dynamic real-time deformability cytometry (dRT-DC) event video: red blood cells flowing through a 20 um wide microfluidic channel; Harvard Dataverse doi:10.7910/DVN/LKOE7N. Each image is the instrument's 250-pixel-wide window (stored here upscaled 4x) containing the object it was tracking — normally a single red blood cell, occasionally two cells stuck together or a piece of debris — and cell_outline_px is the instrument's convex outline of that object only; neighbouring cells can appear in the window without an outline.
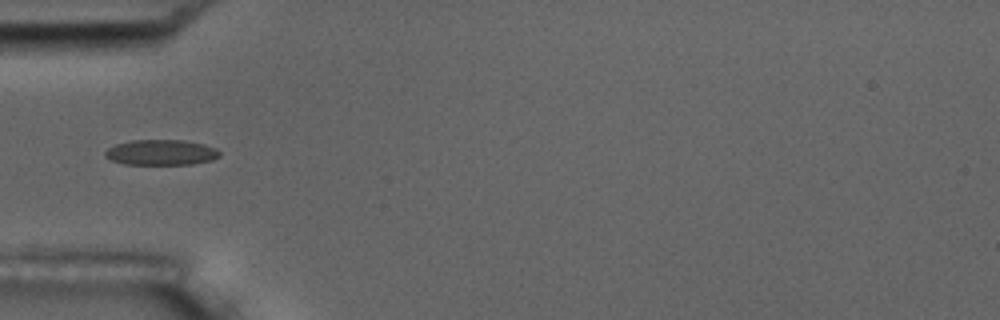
{"species": "common noctule bat (a hibernating species)", "species_latin": "Nyctalus noctula", "temperature_condition": "room temperature", "stored_images_in_passage": 10, "camera_frame_rate_fps": 3000, "um_per_image_px": 0.085, "animal": {"sex": "male", "body_mass_g": 17.5, "forearm_length_mm": 52.3}, "frame": {"image": 1, "passage_image": 6, "time_ms": 6.0, "image_size_px": [1000, 320], "cell_outline_px": [[220, 156], [212, 160], [192, 164], [124, 164], [112, 160], [104, 156], [104, 152], [108, 148], [116, 144], [132, 140], [184, 140], [204, 144], [216, 148], [220, 152]], "centroid_in_image_um": [13.7, 12.95], "position_along_channel_um": 71.3, "area_um2": 16.99}}
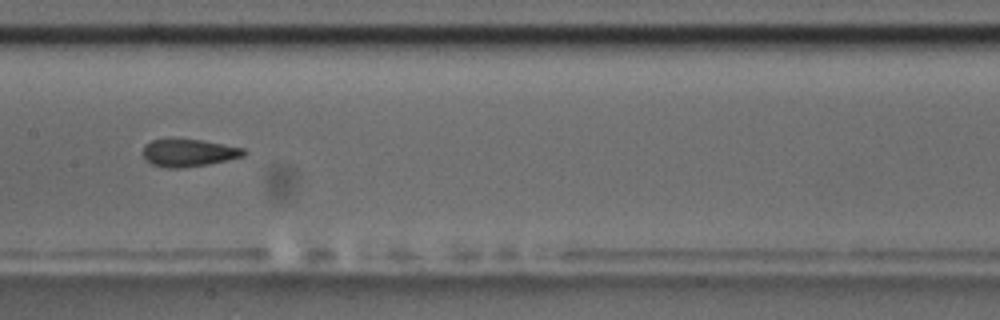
{"frame": {"image": 2, "passage_image": 9, "time_ms": 9.333, "image_size_px": [1000, 320], "cell_outline_px": [[248, 152], [244, 156], [228, 160], [208, 164], [180, 168], [168, 168], [152, 164], [144, 156], [144, 144], [152, 140], [200, 140], [244, 148]], "centroid_in_image_um": [16.08, 13.0], "position_along_channel_um": 191.3, "area_um2": 15.84}}
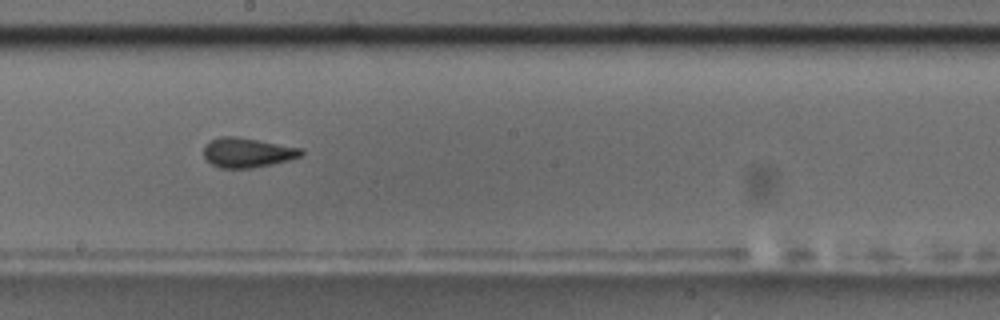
{"frame": {"image": 3, "passage_image": 10, "time_ms": 10.333, "image_size_px": [1000, 320], "cell_outline_px": [[304, 152], [300, 156], [288, 160], [272, 164], [252, 168], [220, 168], [212, 164], [204, 156], [204, 144], [208, 140], [220, 136], [236, 136], [304, 148]], "centroid_in_image_um": [21.01, 12.95], "position_along_channel_um": 227.2, "area_um2": 16.99}}